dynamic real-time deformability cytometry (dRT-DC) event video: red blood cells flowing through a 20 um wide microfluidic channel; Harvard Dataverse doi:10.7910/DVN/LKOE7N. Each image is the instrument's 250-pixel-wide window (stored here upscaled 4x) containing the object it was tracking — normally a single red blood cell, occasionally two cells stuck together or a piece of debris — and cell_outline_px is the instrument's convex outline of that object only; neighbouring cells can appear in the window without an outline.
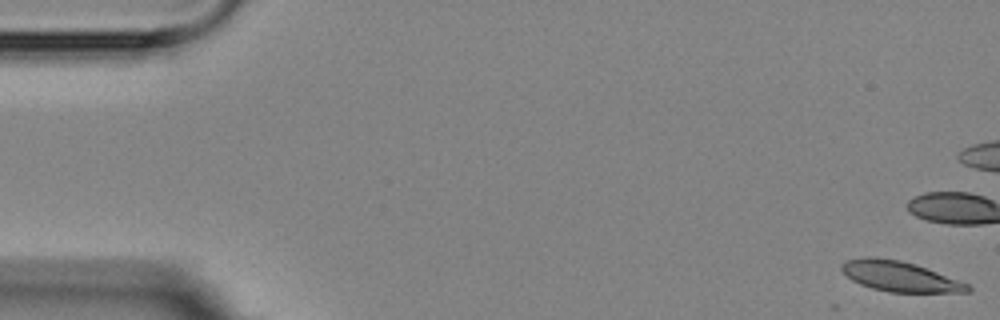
{"species": "Egyptian fruit bat (a non-hibernating species)", "species_latin": "Rousettus aegyptiacus", "temperature_condition": "room temperature", "stored_images_in_passage": 7, "camera_frame_rate_fps": 3000, "um_per_image_px": 0.085, "animal": {"sex": "female"}, "frame": {"image": 1, "passage_image": 1, "time_ms": 0.0, "image_size_px": [1000, 320], "cell_outline_px": [[972, 288], [968, 292], [888, 292], [872, 288], [860, 284], [852, 280], [840, 268], [840, 264], [844, 260], [864, 256], [876, 256], [900, 260], [916, 264], [968, 284]], "centroid_in_image_um": [76.42, 23.47], "position_along_channel_um": 8.6, "area_um2": 22.25}}